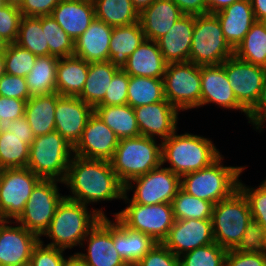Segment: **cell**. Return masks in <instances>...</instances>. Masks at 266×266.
I'll return each instance as SVG.
<instances>
[{"mask_svg":"<svg viewBox=\"0 0 266 266\" xmlns=\"http://www.w3.org/2000/svg\"><path fill=\"white\" fill-rule=\"evenodd\" d=\"M63 188L67 190L64 193L66 198L91 207L102 217H108L106 206L102 204L122 202L124 195V185L112 169L110 161L76 155L70 161ZM99 203L102 206L97 208Z\"/></svg>","mask_w":266,"mask_h":266,"instance_id":"1","label":"cell"},{"mask_svg":"<svg viewBox=\"0 0 266 266\" xmlns=\"http://www.w3.org/2000/svg\"><path fill=\"white\" fill-rule=\"evenodd\" d=\"M211 221L214 242L227 251L256 245L250 208L239 189L214 205Z\"/></svg>","mask_w":266,"mask_h":266,"instance_id":"2","label":"cell"},{"mask_svg":"<svg viewBox=\"0 0 266 266\" xmlns=\"http://www.w3.org/2000/svg\"><path fill=\"white\" fill-rule=\"evenodd\" d=\"M182 131L162 141V165L180 178L209 166L223 153L212 137Z\"/></svg>","mask_w":266,"mask_h":266,"instance_id":"3","label":"cell"},{"mask_svg":"<svg viewBox=\"0 0 266 266\" xmlns=\"http://www.w3.org/2000/svg\"><path fill=\"white\" fill-rule=\"evenodd\" d=\"M101 218L102 216L91 207L64 197L40 241L71 253L75 248L76 252V247H80L88 232Z\"/></svg>","mask_w":266,"mask_h":266,"instance_id":"4","label":"cell"},{"mask_svg":"<svg viewBox=\"0 0 266 266\" xmlns=\"http://www.w3.org/2000/svg\"><path fill=\"white\" fill-rule=\"evenodd\" d=\"M225 158L221 154L209 166L183 175L180 188L189 195L214 204L228 198L238 189L239 177L249 165H227L224 164L227 161Z\"/></svg>","mask_w":266,"mask_h":266,"instance_id":"5","label":"cell"},{"mask_svg":"<svg viewBox=\"0 0 266 266\" xmlns=\"http://www.w3.org/2000/svg\"><path fill=\"white\" fill-rule=\"evenodd\" d=\"M110 163L126 185L162 164V142L146 136L120 139Z\"/></svg>","mask_w":266,"mask_h":266,"instance_id":"6","label":"cell"},{"mask_svg":"<svg viewBox=\"0 0 266 266\" xmlns=\"http://www.w3.org/2000/svg\"><path fill=\"white\" fill-rule=\"evenodd\" d=\"M73 147L57 132L35 137L29 148L27 168L41 179L64 181Z\"/></svg>","mask_w":266,"mask_h":266,"instance_id":"7","label":"cell"},{"mask_svg":"<svg viewBox=\"0 0 266 266\" xmlns=\"http://www.w3.org/2000/svg\"><path fill=\"white\" fill-rule=\"evenodd\" d=\"M122 201L124 208L109 214L129 229L142 232L157 243H162L175 221L172 204L141 205L131 201L125 194Z\"/></svg>","mask_w":266,"mask_h":266,"instance_id":"8","label":"cell"},{"mask_svg":"<svg viewBox=\"0 0 266 266\" xmlns=\"http://www.w3.org/2000/svg\"><path fill=\"white\" fill-rule=\"evenodd\" d=\"M233 55L234 50L226 42L217 16L196 15L189 61L199 66L217 65Z\"/></svg>","mask_w":266,"mask_h":266,"instance_id":"9","label":"cell"},{"mask_svg":"<svg viewBox=\"0 0 266 266\" xmlns=\"http://www.w3.org/2000/svg\"><path fill=\"white\" fill-rule=\"evenodd\" d=\"M163 87L165 99L182 115L201 108V66L190 61L169 63Z\"/></svg>","mask_w":266,"mask_h":266,"instance_id":"10","label":"cell"},{"mask_svg":"<svg viewBox=\"0 0 266 266\" xmlns=\"http://www.w3.org/2000/svg\"><path fill=\"white\" fill-rule=\"evenodd\" d=\"M62 186V181L41 179L33 188L23 212L15 221L40 238L48 229L58 204L65 197L61 193L64 190L61 189Z\"/></svg>","mask_w":266,"mask_h":266,"instance_id":"11","label":"cell"},{"mask_svg":"<svg viewBox=\"0 0 266 266\" xmlns=\"http://www.w3.org/2000/svg\"><path fill=\"white\" fill-rule=\"evenodd\" d=\"M180 182L181 178L177 174L161 164L158 168L130 180L124 185V194L141 205L172 203L180 189Z\"/></svg>","mask_w":266,"mask_h":266,"instance_id":"12","label":"cell"},{"mask_svg":"<svg viewBox=\"0 0 266 266\" xmlns=\"http://www.w3.org/2000/svg\"><path fill=\"white\" fill-rule=\"evenodd\" d=\"M41 180L27 167L0 170V219L16 220Z\"/></svg>","mask_w":266,"mask_h":266,"instance_id":"13","label":"cell"},{"mask_svg":"<svg viewBox=\"0 0 266 266\" xmlns=\"http://www.w3.org/2000/svg\"><path fill=\"white\" fill-rule=\"evenodd\" d=\"M223 67L237 101L249 112L260 97L266 68L240 60L235 55L224 61Z\"/></svg>","mask_w":266,"mask_h":266,"instance_id":"14","label":"cell"},{"mask_svg":"<svg viewBox=\"0 0 266 266\" xmlns=\"http://www.w3.org/2000/svg\"><path fill=\"white\" fill-rule=\"evenodd\" d=\"M209 105L248 118V111L237 101L223 63L201 66V107Z\"/></svg>","mask_w":266,"mask_h":266,"instance_id":"15","label":"cell"},{"mask_svg":"<svg viewBox=\"0 0 266 266\" xmlns=\"http://www.w3.org/2000/svg\"><path fill=\"white\" fill-rule=\"evenodd\" d=\"M40 238L15 220L0 221V266H27Z\"/></svg>","mask_w":266,"mask_h":266,"instance_id":"16","label":"cell"},{"mask_svg":"<svg viewBox=\"0 0 266 266\" xmlns=\"http://www.w3.org/2000/svg\"><path fill=\"white\" fill-rule=\"evenodd\" d=\"M79 250L75 253L89 266H128L113 245L110 217L99 220L83 239Z\"/></svg>","mask_w":266,"mask_h":266,"instance_id":"17","label":"cell"},{"mask_svg":"<svg viewBox=\"0 0 266 266\" xmlns=\"http://www.w3.org/2000/svg\"><path fill=\"white\" fill-rule=\"evenodd\" d=\"M133 109L141 136L162 142L180 129L178 122L183 115L166 99Z\"/></svg>","mask_w":266,"mask_h":266,"instance_id":"18","label":"cell"},{"mask_svg":"<svg viewBox=\"0 0 266 266\" xmlns=\"http://www.w3.org/2000/svg\"><path fill=\"white\" fill-rule=\"evenodd\" d=\"M117 135L94 112L88 119L80 140L73 147L76 156L110 161L119 144Z\"/></svg>","mask_w":266,"mask_h":266,"instance_id":"19","label":"cell"},{"mask_svg":"<svg viewBox=\"0 0 266 266\" xmlns=\"http://www.w3.org/2000/svg\"><path fill=\"white\" fill-rule=\"evenodd\" d=\"M214 242L211 219L176 220L162 244L174 255H181Z\"/></svg>","mask_w":266,"mask_h":266,"instance_id":"20","label":"cell"},{"mask_svg":"<svg viewBox=\"0 0 266 266\" xmlns=\"http://www.w3.org/2000/svg\"><path fill=\"white\" fill-rule=\"evenodd\" d=\"M93 113L94 108L80 98L61 96L57 93L55 131L74 147Z\"/></svg>","mask_w":266,"mask_h":266,"instance_id":"21","label":"cell"},{"mask_svg":"<svg viewBox=\"0 0 266 266\" xmlns=\"http://www.w3.org/2000/svg\"><path fill=\"white\" fill-rule=\"evenodd\" d=\"M113 245L128 266H135L157 242L150 236L129 229L115 216L111 218Z\"/></svg>","mask_w":266,"mask_h":266,"instance_id":"22","label":"cell"},{"mask_svg":"<svg viewBox=\"0 0 266 266\" xmlns=\"http://www.w3.org/2000/svg\"><path fill=\"white\" fill-rule=\"evenodd\" d=\"M194 24L195 16L184 14L157 40L159 50L168 64L189 61Z\"/></svg>","mask_w":266,"mask_h":266,"instance_id":"23","label":"cell"},{"mask_svg":"<svg viewBox=\"0 0 266 266\" xmlns=\"http://www.w3.org/2000/svg\"><path fill=\"white\" fill-rule=\"evenodd\" d=\"M113 27L97 18L74 40V55L88 63L109 61Z\"/></svg>","mask_w":266,"mask_h":266,"instance_id":"24","label":"cell"},{"mask_svg":"<svg viewBox=\"0 0 266 266\" xmlns=\"http://www.w3.org/2000/svg\"><path fill=\"white\" fill-rule=\"evenodd\" d=\"M215 15L226 42L233 50L243 41L256 21L250 0H238Z\"/></svg>","mask_w":266,"mask_h":266,"instance_id":"25","label":"cell"},{"mask_svg":"<svg viewBox=\"0 0 266 266\" xmlns=\"http://www.w3.org/2000/svg\"><path fill=\"white\" fill-rule=\"evenodd\" d=\"M60 27L76 40L95 18L93 0H61L52 12Z\"/></svg>","mask_w":266,"mask_h":266,"instance_id":"26","label":"cell"},{"mask_svg":"<svg viewBox=\"0 0 266 266\" xmlns=\"http://www.w3.org/2000/svg\"><path fill=\"white\" fill-rule=\"evenodd\" d=\"M184 14L172 0H155L139 14L144 36L157 41L165 35Z\"/></svg>","mask_w":266,"mask_h":266,"instance_id":"27","label":"cell"},{"mask_svg":"<svg viewBox=\"0 0 266 266\" xmlns=\"http://www.w3.org/2000/svg\"><path fill=\"white\" fill-rule=\"evenodd\" d=\"M167 65L157 41L145 39L128 57L123 70L129 76L163 78Z\"/></svg>","mask_w":266,"mask_h":266,"instance_id":"28","label":"cell"},{"mask_svg":"<svg viewBox=\"0 0 266 266\" xmlns=\"http://www.w3.org/2000/svg\"><path fill=\"white\" fill-rule=\"evenodd\" d=\"M89 63L75 55L58 60L56 92L61 96L78 97L87 79Z\"/></svg>","mask_w":266,"mask_h":266,"instance_id":"29","label":"cell"},{"mask_svg":"<svg viewBox=\"0 0 266 266\" xmlns=\"http://www.w3.org/2000/svg\"><path fill=\"white\" fill-rule=\"evenodd\" d=\"M57 92L47 95L31 96L25 106L24 117L35 137L55 130V108Z\"/></svg>","mask_w":266,"mask_h":266,"instance_id":"30","label":"cell"},{"mask_svg":"<svg viewBox=\"0 0 266 266\" xmlns=\"http://www.w3.org/2000/svg\"><path fill=\"white\" fill-rule=\"evenodd\" d=\"M145 39L140 21L126 26L113 27L109 46V61L115 67L123 69L128 57Z\"/></svg>","mask_w":266,"mask_h":266,"instance_id":"31","label":"cell"},{"mask_svg":"<svg viewBox=\"0 0 266 266\" xmlns=\"http://www.w3.org/2000/svg\"><path fill=\"white\" fill-rule=\"evenodd\" d=\"M94 112L119 139L141 136L134 109L130 105H97Z\"/></svg>","mask_w":266,"mask_h":266,"instance_id":"32","label":"cell"},{"mask_svg":"<svg viewBox=\"0 0 266 266\" xmlns=\"http://www.w3.org/2000/svg\"><path fill=\"white\" fill-rule=\"evenodd\" d=\"M118 70L110 61L89 63L87 79L78 98L95 108L104 99L106 90Z\"/></svg>","mask_w":266,"mask_h":266,"instance_id":"33","label":"cell"},{"mask_svg":"<svg viewBox=\"0 0 266 266\" xmlns=\"http://www.w3.org/2000/svg\"><path fill=\"white\" fill-rule=\"evenodd\" d=\"M59 58L52 55L38 56L35 65L25 77L31 96L56 92V71Z\"/></svg>","mask_w":266,"mask_h":266,"instance_id":"34","label":"cell"},{"mask_svg":"<svg viewBox=\"0 0 266 266\" xmlns=\"http://www.w3.org/2000/svg\"><path fill=\"white\" fill-rule=\"evenodd\" d=\"M234 55L245 62L266 68V22L255 21Z\"/></svg>","mask_w":266,"mask_h":266,"instance_id":"35","label":"cell"},{"mask_svg":"<svg viewBox=\"0 0 266 266\" xmlns=\"http://www.w3.org/2000/svg\"><path fill=\"white\" fill-rule=\"evenodd\" d=\"M95 18L117 27L139 22V12L131 0H93Z\"/></svg>","mask_w":266,"mask_h":266,"instance_id":"36","label":"cell"},{"mask_svg":"<svg viewBox=\"0 0 266 266\" xmlns=\"http://www.w3.org/2000/svg\"><path fill=\"white\" fill-rule=\"evenodd\" d=\"M127 104L132 108L163 101V78L129 76Z\"/></svg>","mask_w":266,"mask_h":266,"instance_id":"37","label":"cell"},{"mask_svg":"<svg viewBox=\"0 0 266 266\" xmlns=\"http://www.w3.org/2000/svg\"><path fill=\"white\" fill-rule=\"evenodd\" d=\"M15 43L20 47L29 50L37 57L49 55V46L45 37V28H42V16H23Z\"/></svg>","mask_w":266,"mask_h":266,"instance_id":"38","label":"cell"},{"mask_svg":"<svg viewBox=\"0 0 266 266\" xmlns=\"http://www.w3.org/2000/svg\"><path fill=\"white\" fill-rule=\"evenodd\" d=\"M30 146L24 138L0 130V170L27 167Z\"/></svg>","mask_w":266,"mask_h":266,"instance_id":"39","label":"cell"},{"mask_svg":"<svg viewBox=\"0 0 266 266\" xmlns=\"http://www.w3.org/2000/svg\"><path fill=\"white\" fill-rule=\"evenodd\" d=\"M174 218L176 220L187 219H211L214 203L199 199L187 194L181 188L172 200Z\"/></svg>","mask_w":266,"mask_h":266,"instance_id":"40","label":"cell"},{"mask_svg":"<svg viewBox=\"0 0 266 266\" xmlns=\"http://www.w3.org/2000/svg\"><path fill=\"white\" fill-rule=\"evenodd\" d=\"M42 28H45L49 55L59 59L74 55V40L60 27L52 15L42 16Z\"/></svg>","mask_w":266,"mask_h":266,"instance_id":"41","label":"cell"},{"mask_svg":"<svg viewBox=\"0 0 266 266\" xmlns=\"http://www.w3.org/2000/svg\"><path fill=\"white\" fill-rule=\"evenodd\" d=\"M5 73L25 78L36 62L37 56L16 43L6 45L3 52Z\"/></svg>","mask_w":266,"mask_h":266,"instance_id":"42","label":"cell"},{"mask_svg":"<svg viewBox=\"0 0 266 266\" xmlns=\"http://www.w3.org/2000/svg\"><path fill=\"white\" fill-rule=\"evenodd\" d=\"M227 250L213 242L179 257L180 266H224Z\"/></svg>","mask_w":266,"mask_h":266,"instance_id":"43","label":"cell"},{"mask_svg":"<svg viewBox=\"0 0 266 266\" xmlns=\"http://www.w3.org/2000/svg\"><path fill=\"white\" fill-rule=\"evenodd\" d=\"M241 173L238 181V189L244 194L247 199L252 221H266V180L264 179L258 185H248L242 181Z\"/></svg>","mask_w":266,"mask_h":266,"instance_id":"44","label":"cell"},{"mask_svg":"<svg viewBox=\"0 0 266 266\" xmlns=\"http://www.w3.org/2000/svg\"><path fill=\"white\" fill-rule=\"evenodd\" d=\"M224 266H266V248L254 245L228 250Z\"/></svg>","mask_w":266,"mask_h":266,"instance_id":"45","label":"cell"},{"mask_svg":"<svg viewBox=\"0 0 266 266\" xmlns=\"http://www.w3.org/2000/svg\"><path fill=\"white\" fill-rule=\"evenodd\" d=\"M61 248L48 246L39 241L33 248L30 266H65L68 254Z\"/></svg>","mask_w":266,"mask_h":266,"instance_id":"46","label":"cell"},{"mask_svg":"<svg viewBox=\"0 0 266 266\" xmlns=\"http://www.w3.org/2000/svg\"><path fill=\"white\" fill-rule=\"evenodd\" d=\"M23 15L19 7L4 5L0 8V37L7 43H15Z\"/></svg>","mask_w":266,"mask_h":266,"instance_id":"47","label":"cell"},{"mask_svg":"<svg viewBox=\"0 0 266 266\" xmlns=\"http://www.w3.org/2000/svg\"><path fill=\"white\" fill-rule=\"evenodd\" d=\"M129 75L119 69L113 76L106 90L104 99L98 105H125L127 104Z\"/></svg>","mask_w":266,"mask_h":266,"instance_id":"48","label":"cell"},{"mask_svg":"<svg viewBox=\"0 0 266 266\" xmlns=\"http://www.w3.org/2000/svg\"><path fill=\"white\" fill-rule=\"evenodd\" d=\"M135 266H180V260L162 243H157Z\"/></svg>","mask_w":266,"mask_h":266,"instance_id":"49","label":"cell"},{"mask_svg":"<svg viewBox=\"0 0 266 266\" xmlns=\"http://www.w3.org/2000/svg\"><path fill=\"white\" fill-rule=\"evenodd\" d=\"M0 96L25 101L31 97L25 78L6 73L0 78Z\"/></svg>","mask_w":266,"mask_h":266,"instance_id":"50","label":"cell"},{"mask_svg":"<svg viewBox=\"0 0 266 266\" xmlns=\"http://www.w3.org/2000/svg\"><path fill=\"white\" fill-rule=\"evenodd\" d=\"M252 126V130L258 134L265 132L263 129L266 127V78L261 89L260 97L256 105L248 112L247 122Z\"/></svg>","mask_w":266,"mask_h":266,"instance_id":"51","label":"cell"},{"mask_svg":"<svg viewBox=\"0 0 266 266\" xmlns=\"http://www.w3.org/2000/svg\"><path fill=\"white\" fill-rule=\"evenodd\" d=\"M27 101L0 96V122L2 125L19 119L25 114Z\"/></svg>","mask_w":266,"mask_h":266,"instance_id":"52","label":"cell"},{"mask_svg":"<svg viewBox=\"0 0 266 266\" xmlns=\"http://www.w3.org/2000/svg\"><path fill=\"white\" fill-rule=\"evenodd\" d=\"M61 0H23L19 9L26 17L52 15L54 8Z\"/></svg>","mask_w":266,"mask_h":266,"instance_id":"53","label":"cell"},{"mask_svg":"<svg viewBox=\"0 0 266 266\" xmlns=\"http://www.w3.org/2000/svg\"><path fill=\"white\" fill-rule=\"evenodd\" d=\"M2 128L7 132H11L18 137L24 138V142L29 146L35 139L33 131L24 116L4 124Z\"/></svg>","mask_w":266,"mask_h":266,"instance_id":"54","label":"cell"},{"mask_svg":"<svg viewBox=\"0 0 266 266\" xmlns=\"http://www.w3.org/2000/svg\"><path fill=\"white\" fill-rule=\"evenodd\" d=\"M185 15H202L208 13L205 0H172Z\"/></svg>","mask_w":266,"mask_h":266,"instance_id":"55","label":"cell"},{"mask_svg":"<svg viewBox=\"0 0 266 266\" xmlns=\"http://www.w3.org/2000/svg\"><path fill=\"white\" fill-rule=\"evenodd\" d=\"M257 236L256 245L266 248V221H253Z\"/></svg>","mask_w":266,"mask_h":266,"instance_id":"56","label":"cell"},{"mask_svg":"<svg viewBox=\"0 0 266 266\" xmlns=\"http://www.w3.org/2000/svg\"><path fill=\"white\" fill-rule=\"evenodd\" d=\"M208 13L215 14L238 0H205Z\"/></svg>","mask_w":266,"mask_h":266,"instance_id":"57","label":"cell"},{"mask_svg":"<svg viewBox=\"0 0 266 266\" xmlns=\"http://www.w3.org/2000/svg\"><path fill=\"white\" fill-rule=\"evenodd\" d=\"M257 21L266 22V0H250Z\"/></svg>","mask_w":266,"mask_h":266,"instance_id":"58","label":"cell"},{"mask_svg":"<svg viewBox=\"0 0 266 266\" xmlns=\"http://www.w3.org/2000/svg\"><path fill=\"white\" fill-rule=\"evenodd\" d=\"M65 266H89L77 253H68Z\"/></svg>","mask_w":266,"mask_h":266,"instance_id":"59","label":"cell"},{"mask_svg":"<svg viewBox=\"0 0 266 266\" xmlns=\"http://www.w3.org/2000/svg\"><path fill=\"white\" fill-rule=\"evenodd\" d=\"M134 8L139 14L146 8H148L155 0H131Z\"/></svg>","mask_w":266,"mask_h":266,"instance_id":"60","label":"cell"},{"mask_svg":"<svg viewBox=\"0 0 266 266\" xmlns=\"http://www.w3.org/2000/svg\"><path fill=\"white\" fill-rule=\"evenodd\" d=\"M5 74V60L3 52H0V78Z\"/></svg>","mask_w":266,"mask_h":266,"instance_id":"61","label":"cell"},{"mask_svg":"<svg viewBox=\"0 0 266 266\" xmlns=\"http://www.w3.org/2000/svg\"><path fill=\"white\" fill-rule=\"evenodd\" d=\"M6 4L20 7L23 0H4Z\"/></svg>","mask_w":266,"mask_h":266,"instance_id":"62","label":"cell"},{"mask_svg":"<svg viewBox=\"0 0 266 266\" xmlns=\"http://www.w3.org/2000/svg\"><path fill=\"white\" fill-rule=\"evenodd\" d=\"M7 43L0 37V52H4Z\"/></svg>","mask_w":266,"mask_h":266,"instance_id":"63","label":"cell"},{"mask_svg":"<svg viewBox=\"0 0 266 266\" xmlns=\"http://www.w3.org/2000/svg\"><path fill=\"white\" fill-rule=\"evenodd\" d=\"M4 5H6L4 0H0V8L3 7Z\"/></svg>","mask_w":266,"mask_h":266,"instance_id":"64","label":"cell"}]
</instances>
